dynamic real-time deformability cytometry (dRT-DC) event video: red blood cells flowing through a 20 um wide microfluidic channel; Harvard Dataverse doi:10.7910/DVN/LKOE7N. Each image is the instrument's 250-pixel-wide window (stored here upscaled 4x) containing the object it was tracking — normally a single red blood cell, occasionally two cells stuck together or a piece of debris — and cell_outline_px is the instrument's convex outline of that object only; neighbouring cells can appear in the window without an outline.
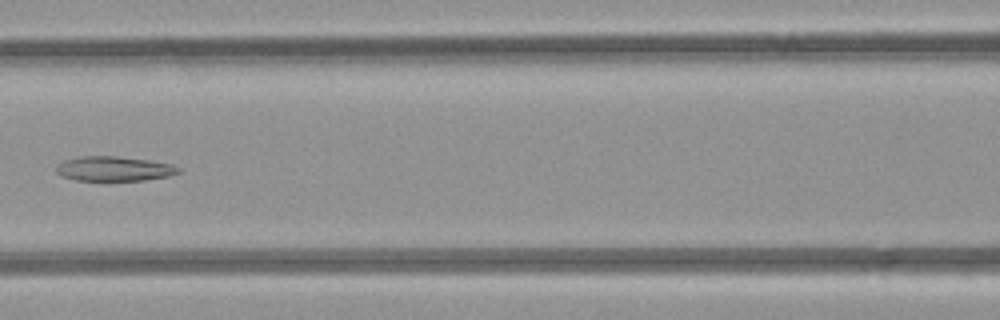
{"species": "common noctule bat (a hibernating species)", "species_latin": "Nyctalus noctula", "temperature_condition": "room temperature", "stored_images_in_passage": 7, "camera_frame_rate_fps": 3000, "um_per_image_px": 0.085, "animal": {"sex": "female", "body_mass_g": 21.9}, "frame": {"image": 1, "passage_image": 6, "time_ms": 5.667, "image_size_px": [1000, 320], "cell_outline_px": [[180, 172], [168, 176], [144, 180], [76, 180], [60, 176], [56, 172], [56, 164], [64, 160], [80, 156], [116, 156], [148, 160], [172, 164], [180, 168]], "centroid_in_image_um": [9.65, 14.34], "position_along_channel_um": 156.9, "area_um2": 17.57}}
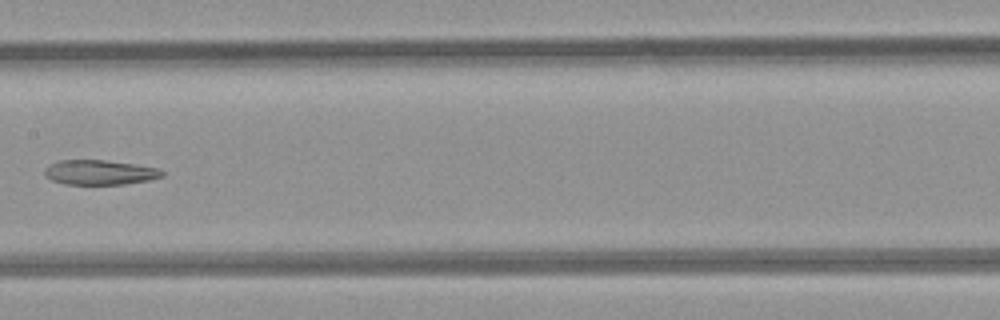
{"frame": {"image": 2, "passage_image": 7, "time_ms": 6.667, "image_size_px": [1000, 320], "cell_outline_px": [[164, 176], [148, 180], [124, 184], [64, 184], [52, 180], [44, 176], [44, 168], [48, 164], [60, 160], [104, 160], [132, 164], [156, 168], [164, 172]], "centroid_in_image_um": [8.41, 14.65], "position_along_channel_um": 199.0, "area_um2": 16.88}}